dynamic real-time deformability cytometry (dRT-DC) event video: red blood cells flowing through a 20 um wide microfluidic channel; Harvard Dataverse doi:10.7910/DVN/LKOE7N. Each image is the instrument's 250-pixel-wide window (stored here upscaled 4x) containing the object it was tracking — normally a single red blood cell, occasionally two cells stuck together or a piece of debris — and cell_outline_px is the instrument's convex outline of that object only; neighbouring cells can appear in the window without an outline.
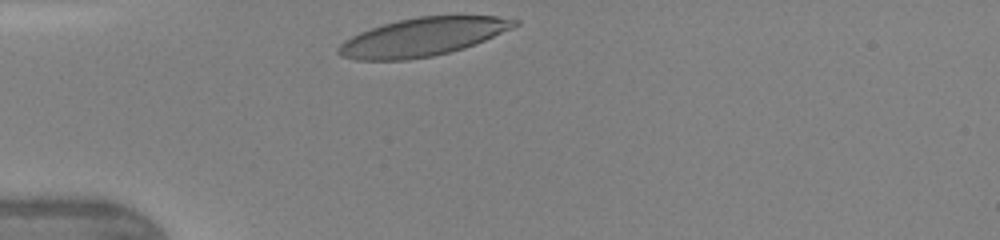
{"species": "human", "species_latin": "Homo sapiens", "temperature_condition": "warm", "stored_images_in_passage": 27, "camera_frame_rate_fps": 3000, "um_per_image_px": 0.085, "donor": {"sex": "female"}, "frame": {"image": 1, "passage_image": 1, "time_ms": 0.0, "image_size_px": [1000, 240], "cell_outline_px": [[520, 24], [512, 28], [476, 44], [464, 48], [432, 56], [408, 60], [356, 60], [340, 56], [336, 52], [336, 48], [344, 40], [360, 32], [384, 24], [416, 16], [496, 16], [520, 20]], "centroid_in_image_um": [35.92, 3.15], "position_along_channel_um": 49.1, "area_um2": 39.19}, "authors_computed_cell_mechanics": {"area_um2": 41.038, "velocity_mm_per_s": 4.3146, "shape_relaxation_time_tau1_ms": 1.6186, "shape_relaxation_time_tau2_ms": null, "deformation_change_tau1": 0.146, "deformation_change_tau2": null}}